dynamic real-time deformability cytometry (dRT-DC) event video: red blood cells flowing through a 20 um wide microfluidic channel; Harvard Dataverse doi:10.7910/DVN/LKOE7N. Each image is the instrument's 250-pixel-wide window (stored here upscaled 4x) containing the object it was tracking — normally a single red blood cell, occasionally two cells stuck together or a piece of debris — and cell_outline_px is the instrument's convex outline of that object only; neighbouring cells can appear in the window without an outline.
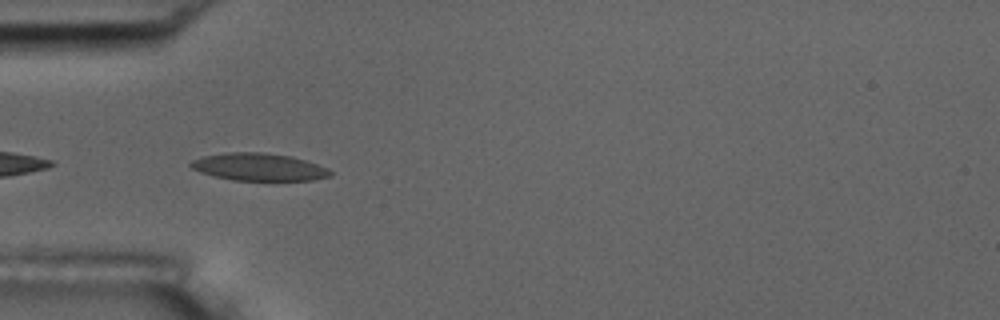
{"species": "common noctule bat (a hibernating species)", "species_latin": "Nyctalus noctula", "temperature_condition": "room temperature", "stored_images_in_passage": 4, "camera_frame_rate_fps": 3000, "um_per_image_px": 0.085, "animal": {"sex": "male", "body_mass_g": 17.5, "forearm_length_mm": 52.3}, "frame": {"image": 1, "passage_image": 2, "time_ms": 0.333, "image_size_px": [1000, 320], "cell_outline_px": [[332, 176], [312, 180], [232, 180], [200, 172], [192, 168], [188, 164], [192, 160], [204, 156], [232, 152], [260, 152], [288, 156], [304, 160], [328, 168], [332, 172]], "centroid_in_image_um": [22.0, 14.2], "position_along_channel_um": 63.0, "area_um2": 22.02}}